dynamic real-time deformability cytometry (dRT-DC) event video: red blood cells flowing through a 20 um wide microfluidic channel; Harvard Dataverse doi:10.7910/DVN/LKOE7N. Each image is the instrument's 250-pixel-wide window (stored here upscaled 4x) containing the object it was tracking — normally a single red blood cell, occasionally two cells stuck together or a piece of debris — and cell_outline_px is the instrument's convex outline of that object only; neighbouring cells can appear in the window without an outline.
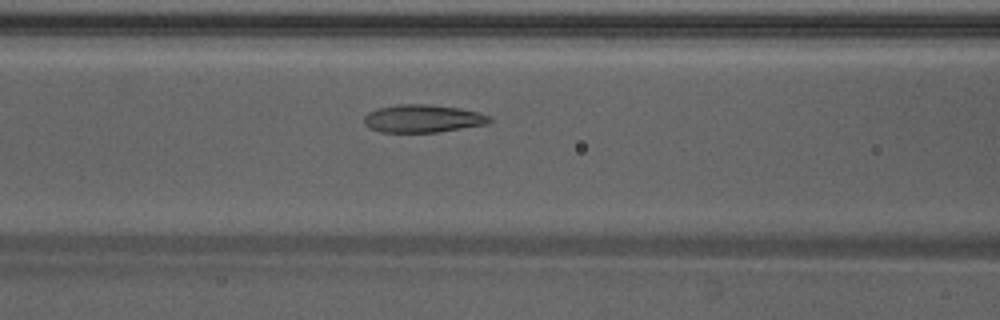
{"species": "Egyptian fruit bat (a non-hibernating species)", "species_latin": "Rousettus aegyptiacus", "temperature_condition": "warm", "stored_images_in_passage": 36, "camera_frame_rate_fps": 3000, "um_per_image_px": 0.085, "animal": {"sex": "male"}, "frame": {"image": 1, "passage_image": 9, "time_ms": 2.667, "image_size_px": [1000, 320], "cell_outline_px": [[492, 120], [488, 124], [436, 132], [380, 132], [368, 128], [364, 124], [364, 116], [368, 112], [376, 108], [396, 104], [428, 104], [460, 108], [492, 116]], "centroid_in_image_um": [35.91, 10.07], "position_along_channel_um": 130.7, "area_um2": 20.52}}
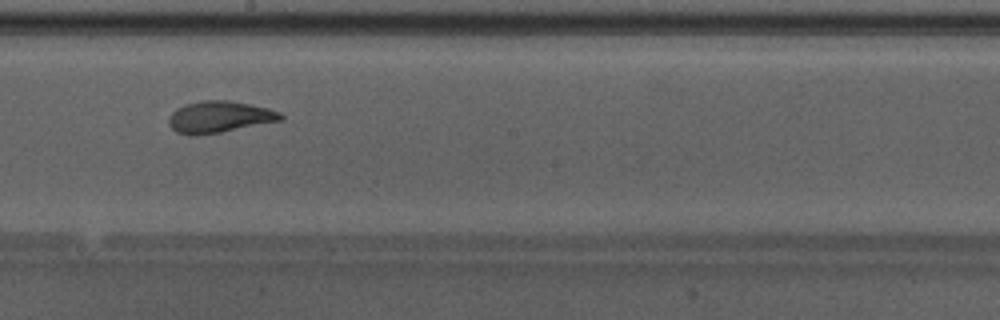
{"frame": {"image": 2, "passage_image": 16, "time_ms": 5.0, "image_size_px": [1000, 320], "cell_outline_px": [[284, 120], [220, 132], [196, 136], [176, 132], [168, 124], [168, 120], [172, 112], [176, 108], [188, 104], [204, 100], [224, 100], [248, 104], [268, 108], [280, 112], [284, 116]], "centroid_in_image_um": [18.66, 9.95], "position_along_channel_um": 229.5, "area_um2": 20.46}}
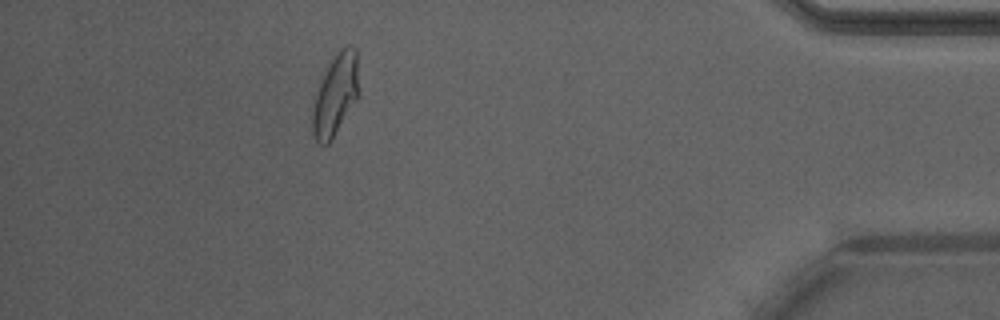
{"frame": {"image": 3, "passage_image": 32, "time_ms": 10.333, "image_size_px": [1000, 320], "cell_outline_px": [[360, 96], [328, 144], [320, 144], [312, 136], [312, 108], [316, 92], [328, 64], [336, 52], [344, 44], [348, 44], [356, 48]], "centroid_in_image_um": [28.53, 8.02], "position_along_channel_um": 406.7, "area_um2": 22.37}}